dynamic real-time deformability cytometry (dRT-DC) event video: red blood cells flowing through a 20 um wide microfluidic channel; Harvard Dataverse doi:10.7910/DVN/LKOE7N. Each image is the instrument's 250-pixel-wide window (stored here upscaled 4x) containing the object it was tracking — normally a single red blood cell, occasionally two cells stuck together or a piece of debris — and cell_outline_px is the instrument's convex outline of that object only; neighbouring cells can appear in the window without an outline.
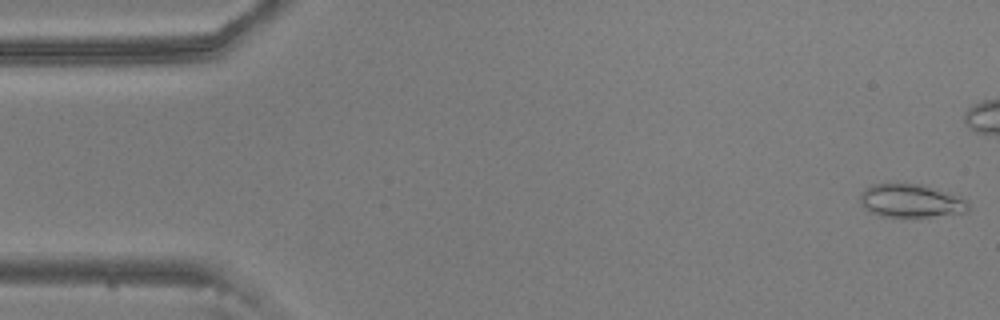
{"species": "common noctule bat (a hibernating species)", "species_latin": "Nyctalus noctula", "temperature_condition": "warm", "stored_images_in_passage": 43, "camera_frame_rate_fps": 3000, "um_per_image_px": 0.085, "animal": {"sex": "male", "body_mass_g": 20.5, "forearm_length_mm": 52.5}, "frame": {"image": 1, "passage_image": 1, "time_ms": 0.0, "image_size_px": [1000, 320], "cell_outline_px": [[968, 212], [928, 216], [880, 216], [864, 208], [860, 200], [860, 192], [864, 188], [872, 184], [920, 184], [968, 200]], "centroid_in_image_um": [77.38, 17.06], "position_along_channel_um": 7.6, "area_um2": 20.52}}
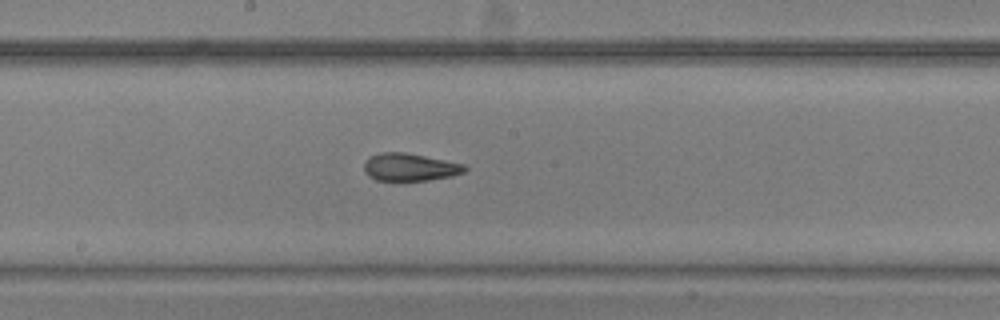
{"frame": {"image": 2, "passage_image": 28, "time_ms": 9.0, "image_size_px": [1000, 320], "cell_outline_px": [[468, 168], [464, 172], [452, 176], [428, 180], [376, 180], [368, 176], [364, 172], [364, 160], [368, 156], [380, 152], [404, 152], [464, 164]], "centroid_in_image_um": [34.79, 14.2], "position_along_channel_um": 213.4, "area_um2": 16.24}}
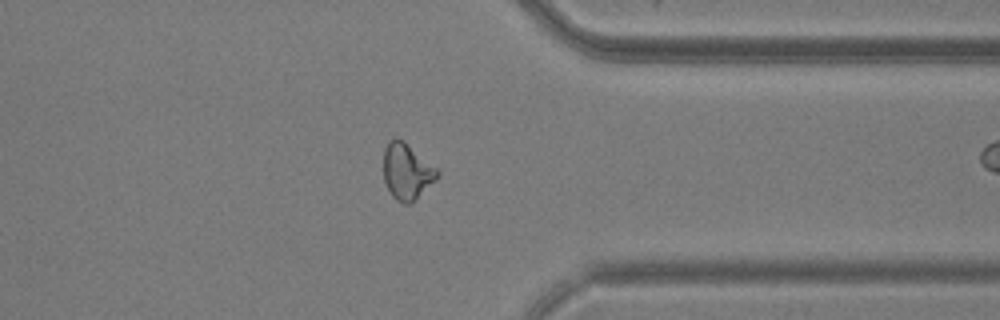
{"frame": {"image": 3, "passage_image": 42, "time_ms": 13.667, "image_size_px": [1000, 320], "cell_outline_px": [[440, 176], [412, 204], [404, 204], [396, 200], [392, 196], [384, 180], [384, 148], [388, 140], [392, 136], [396, 136], [404, 140], [436, 168], [440, 172]], "centroid_in_image_um": [34.58, 14.56], "position_along_channel_um": 376.8, "area_um2": 17.92}}